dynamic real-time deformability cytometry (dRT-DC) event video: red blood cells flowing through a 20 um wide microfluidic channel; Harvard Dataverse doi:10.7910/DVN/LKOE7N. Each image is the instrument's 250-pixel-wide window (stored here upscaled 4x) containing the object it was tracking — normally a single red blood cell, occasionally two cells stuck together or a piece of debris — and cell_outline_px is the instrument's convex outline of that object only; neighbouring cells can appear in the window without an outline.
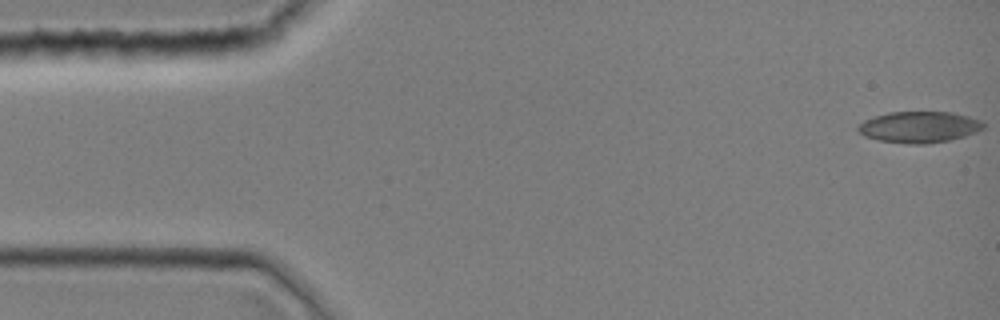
{"species": "common noctule bat (a hibernating species)", "species_latin": "Nyctalus noctula", "temperature_condition": "room temperature", "stored_images_in_passage": 43, "camera_frame_rate_fps": 3000, "um_per_image_px": 0.085, "animal": {"sex": "female", "body_mass_g": 19.0, "forearm_length_mm": 51.5}, "frame": {"image": 1, "passage_image": 1, "time_ms": 0.0, "image_size_px": [1000, 320], "cell_outline_px": [[984, 128], [976, 132], [964, 136], [948, 140], [924, 144], [912, 144], [880, 140], [864, 136], [856, 128], [864, 120], [888, 112], [952, 112], [968, 116], [980, 120], [984, 124]], "centroid_in_image_um": [78.14, 10.79], "position_along_channel_um": 6.9, "area_um2": 22.6}}
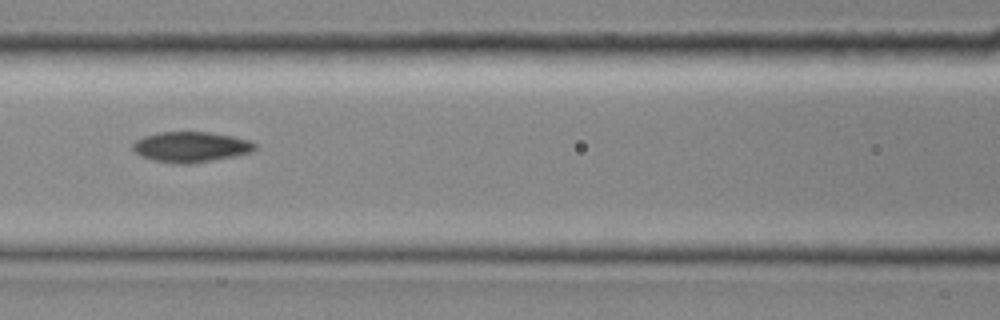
{"frame": {"image": 2, "passage_image": 19, "time_ms": 6.0, "image_size_px": [1000, 320], "cell_outline_px": [[256, 148], [252, 152], [236, 156], [192, 164], [176, 164], [152, 160], [140, 156], [132, 148], [132, 144], [136, 140], [144, 136], [156, 132], [208, 132], [232, 136], [248, 140], [256, 144]], "centroid_in_image_um": [16.21, 12.5], "position_along_channel_um": 150.4, "area_um2": 21.85}}
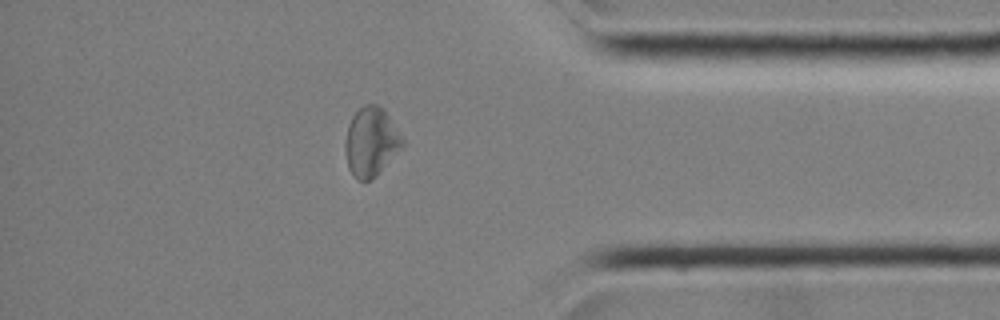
{"frame": {"image": 3, "passage_image": 37, "time_ms": 12.0, "image_size_px": [1000, 320], "cell_outline_px": [[404, 144], [376, 176], [372, 180], [356, 180], [348, 168], [344, 148], [344, 144], [348, 124], [352, 116], [364, 104], [376, 104], [384, 108], [404, 140]], "centroid_in_image_um": [31.51, 12.05], "position_along_channel_um": 403.7, "area_um2": 23.0}}